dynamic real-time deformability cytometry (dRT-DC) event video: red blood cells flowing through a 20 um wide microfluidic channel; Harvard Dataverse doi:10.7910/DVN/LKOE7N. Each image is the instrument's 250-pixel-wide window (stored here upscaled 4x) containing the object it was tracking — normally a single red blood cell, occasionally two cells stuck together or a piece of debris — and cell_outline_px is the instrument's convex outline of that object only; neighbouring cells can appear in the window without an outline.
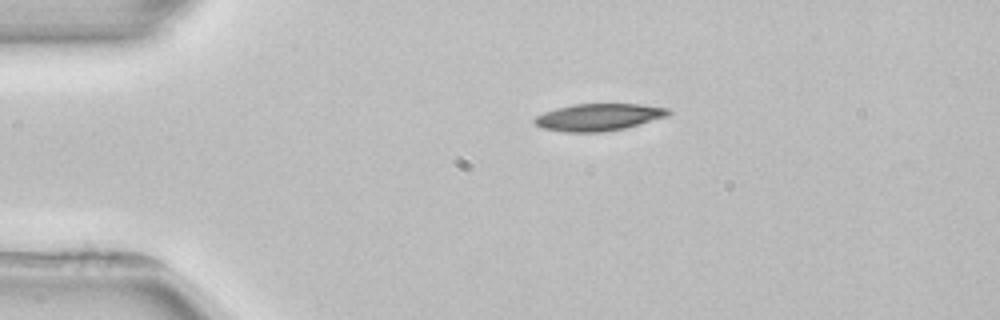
{"species": "common noctule bat (a hibernating species)", "species_latin": "Nyctalus noctula", "temperature_condition": "room temperature", "stored_images_in_passage": 2, "camera_frame_rate_fps": 3000, "um_per_image_px": 0.085, "animal": {"sex": "female", "body_mass_g": 22.7, "forearm_length_mm": 54.2}, "frame": {"image": 1, "passage_image": 1, "time_ms": 0.0, "image_size_px": [1000, 320], "cell_outline_px": [[672, 112], [668, 116], [624, 128], [600, 132], [564, 132], [544, 128], [536, 124], [532, 120], [536, 116], [544, 112], [556, 108], [572, 104], [640, 104], [668, 108]], "centroid_in_image_um": [50.88, 9.95], "position_along_channel_um": 34.1, "area_um2": 21.04}}
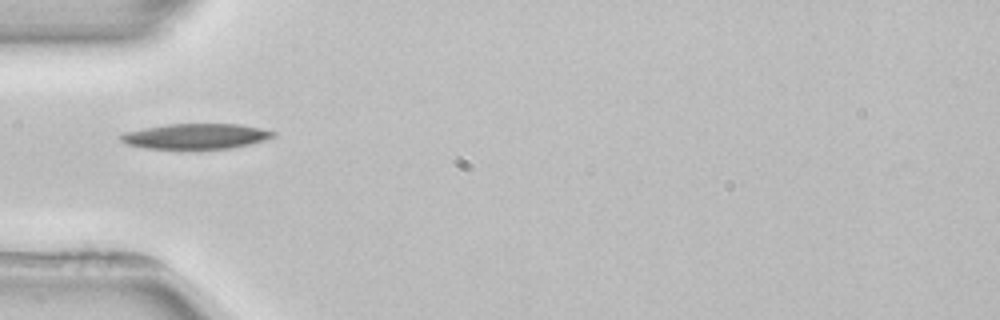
{"frame": {"image": 2, "passage_image": 2, "time_ms": 2.0, "image_size_px": [1000, 320], "cell_outline_px": [[276, 136], [264, 140], [248, 144], [228, 148], [144, 148], [128, 144], [120, 140], [116, 136], [124, 132], [144, 128], [168, 124], [240, 124], [260, 128], [276, 132]], "centroid_in_image_um": [16.62, 11.57], "position_along_channel_um": 68.4, "area_um2": 22.25}}